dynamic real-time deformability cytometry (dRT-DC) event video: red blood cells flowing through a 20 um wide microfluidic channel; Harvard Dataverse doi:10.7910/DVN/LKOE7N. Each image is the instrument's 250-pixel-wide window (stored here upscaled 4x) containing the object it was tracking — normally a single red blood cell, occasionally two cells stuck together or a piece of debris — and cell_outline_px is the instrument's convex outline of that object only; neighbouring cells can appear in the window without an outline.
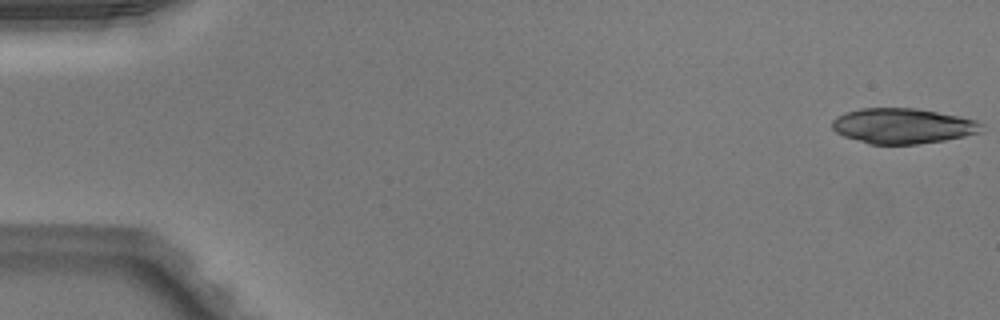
{"species": "Egyptian fruit bat (a non-hibernating species)", "species_latin": "Rousettus aegyptiacus", "temperature_condition": "warm", "stored_images_in_passage": 16, "camera_frame_rate_fps": 3000, "um_per_image_px": 0.085, "animal": {"sex": "male"}, "frame": {"image": 1, "passage_image": 1, "time_ms": 0.0, "image_size_px": [1000, 320], "cell_outline_px": [[984, 124], [980, 132], [964, 136], [944, 140], [916, 144], [868, 144], [844, 136], [836, 132], [832, 128], [832, 120], [836, 116], [844, 112], [860, 108], [916, 108], [960, 116], [976, 120]], "centroid_in_image_um": [76.71, 10.69], "position_along_channel_um": 8.3, "area_um2": 30.87}}